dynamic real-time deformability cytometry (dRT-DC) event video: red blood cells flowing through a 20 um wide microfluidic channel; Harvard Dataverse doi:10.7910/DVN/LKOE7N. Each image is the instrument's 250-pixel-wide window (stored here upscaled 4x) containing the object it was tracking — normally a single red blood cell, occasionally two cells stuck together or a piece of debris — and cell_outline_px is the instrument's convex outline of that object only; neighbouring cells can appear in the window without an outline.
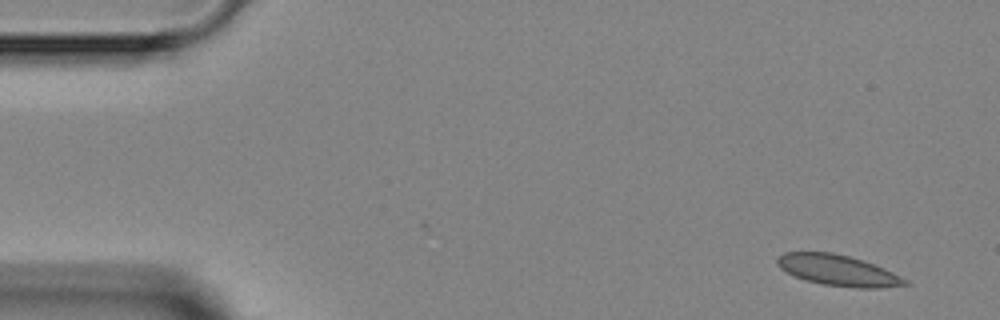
{"species": "Egyptian fruit bat (a non-hibernating species)", "species_latin": "Rousettus aegyptiacus", "temperature_condition": "room temperature", "stored_images_in_passage": 4, "camera_frame_rate_fps": 3000, "um_per_image_px": 0.085, "animal": {"sex": "female"}, "frame": {"image": 1, "passage_image": 1, "time_ms": 0.0, "image_size_px": [1000, 320], "cell_outline_px": [[912, 284], [880, 288], [856, 288], [824, 284], [808, 280], [796, 276], [780, 268], [776, 264], [776, 260], [784, 252], [832, 252], [864, 260], [884, 268], [908, 280]], "centroid_in_image_um": [71.27, 22.98], "position_along_channel_um": 13.7, "area_um2": 22.83}}